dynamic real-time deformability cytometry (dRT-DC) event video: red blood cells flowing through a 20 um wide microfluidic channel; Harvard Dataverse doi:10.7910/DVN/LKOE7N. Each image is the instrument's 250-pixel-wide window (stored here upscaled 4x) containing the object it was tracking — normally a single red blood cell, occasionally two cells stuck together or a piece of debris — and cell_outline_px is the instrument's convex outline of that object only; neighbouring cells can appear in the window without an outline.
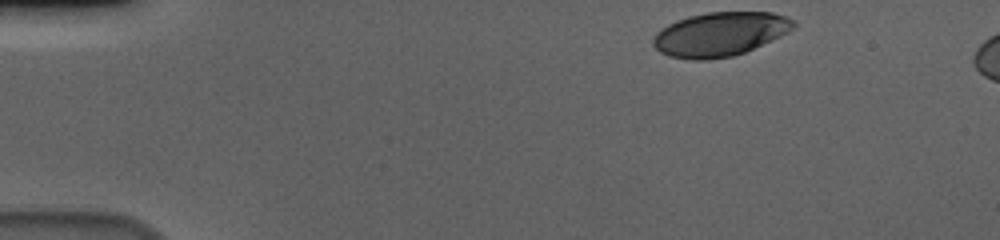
{"species": "human", "species_latin": "Homo sapiens", "temperature_condition": "cold", "stored_images_in_passage": 42, "camera_frame_rate_fps": 3000, "um_per_image_px": 0.085, "donor": {"sex": "male"}, "frame": {"image": 1, "passage_image": 1, "time_ms": 0.0, "image_size_px": [1000, 240], "cell_outline_px": [[796, 24], [788, 32], [780, 36], [744, 52], [732, 56], [708, 60], [692, 60], [668, 56], [660, 52], [652, 44], [652, 40], [656, 32], [668, 24], [676, 20], [688, 16], [708, 12], [772, 12], [784, 16], [792, 20]], "centroid_in_image_um": [61.15, 2.9], "position_along_channel_um": 23.9, "area_um2": 35.89}}
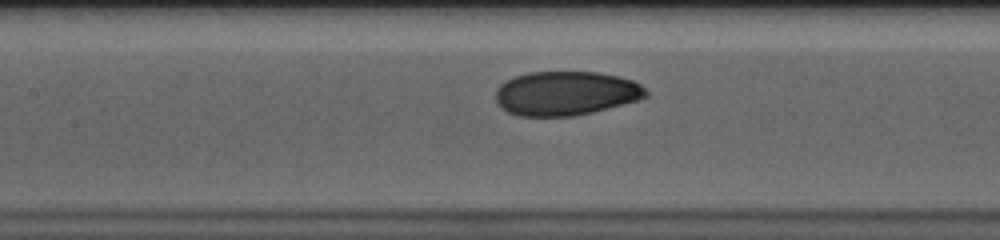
{"frame": {"image": 2, "passage_image": 20, "time_ms": 6.333, "image_size_px": [1000, 240], "cell_outline_px": [[648, 96], [636, 100], [592, 112], [576, 116], [520, 116], [508, 112], [500, 108], [496, 100], [496, 88], [500, 84], [516, 76], [528, 72], [596, 72], [616, 76], [632, 80], [640, 84], [648, 92]], "centroid_in_image_um": [48.06, 7.93], "position_along_channel_um": 159.3, "area_um2": 38.49}}
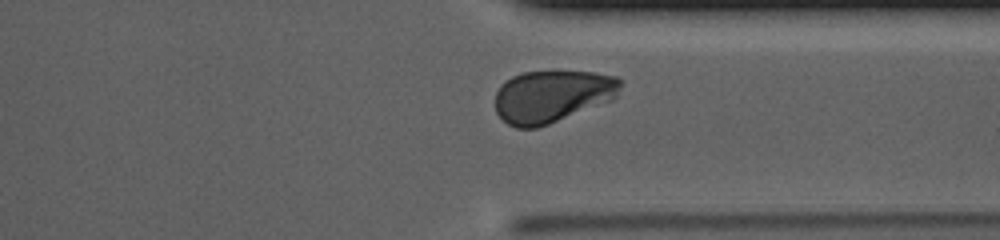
{"frame": {"image": 3, "passage_image": 37, "time_ms": 12.0, "image_size_px": [1000, 240], "cell_outline_px": [[620, 88], [616, 96], [612, 100], [548, 124], [536, 128], [516, 128], [508, 124], [496, 112], [496, 92], [500, 84], [504, 80], [512, 76], [524, 72], [592, 72], [616, 76], [620, 80]], "centroid_in_image_um": [46.9, 8.18], "position_along_channel_um": 364.5, "area_um2": 37.92}, "authors_computed_cell_mechanics": {"area_um2": 38.4948, "velocity_mm_per_s": 3.6202, "shape_relaxation_time_tau1_ms": 3.3078, "shape_relaxation_time_tau2_ms": 0.9281, "deformation_change_tau1": 0.14, "deformation_change_tau2": 0.0369}}